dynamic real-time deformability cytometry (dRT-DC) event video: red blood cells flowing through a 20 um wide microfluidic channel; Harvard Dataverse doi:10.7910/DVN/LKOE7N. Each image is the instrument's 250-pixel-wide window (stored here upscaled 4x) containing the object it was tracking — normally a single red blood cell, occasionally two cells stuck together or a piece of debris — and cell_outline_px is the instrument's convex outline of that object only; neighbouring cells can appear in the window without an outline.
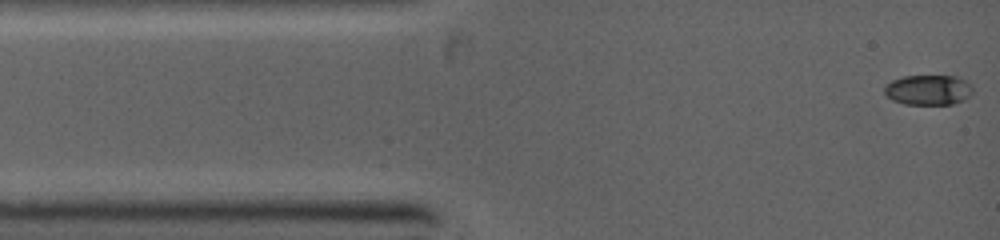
{"species": "common noctule bat (a hibernating species)", "species_latin": "Nyctalus noctula", "temperature_condition": "warm", "stored_images_in_passage": 59, "camera_frame_rate_fps": 5000, "um_per_image_px": 0.085, "animal": {"sex": "female", "body_mass_g": 19.0, "forearm_length_mm": 53.3}, "frame": {"image": 1, "passage_image": 1, "time_ms": 0.0, "image_size_px": [1000, 240], "cell_outline_px": [[972, 92], [968, 96], [952, 104], [904, 104], [892, 100], [884, 92], [884, 88], [892, 80], [904, 76], [956, 76], [968, 80], [972, 84]], "centroid_in_image_um": [78.92, 7.63], "position_along_channel_um": 6.1, "area_um2": 15.43}}
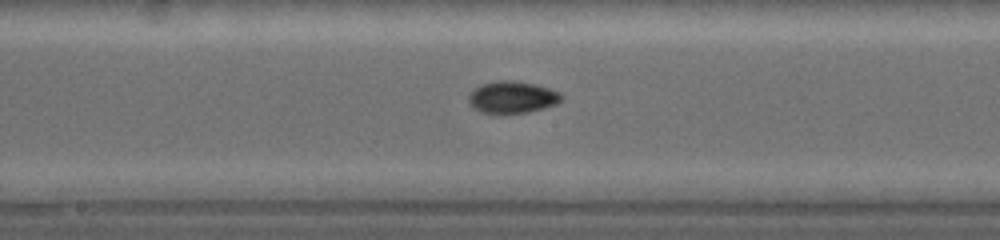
{"frame": {"image": 2, "passage_image": 25, "time_ms": 5.6, "image_size_px": [1000, 240], "cell_outline_px": [[564, 96], [556, 104], [544, 108], [528, 112], [480, 112], [472, 108], [468, 100], [468, 96], [472, 88], [480, 84], [496, 80], [512, 80], [532, 84], [548, 88], [560, 92]], "centroid_in_image_um": [43.5, 8.24], "position_along_channel_um": 204.7, "area_um2": 17.22}}
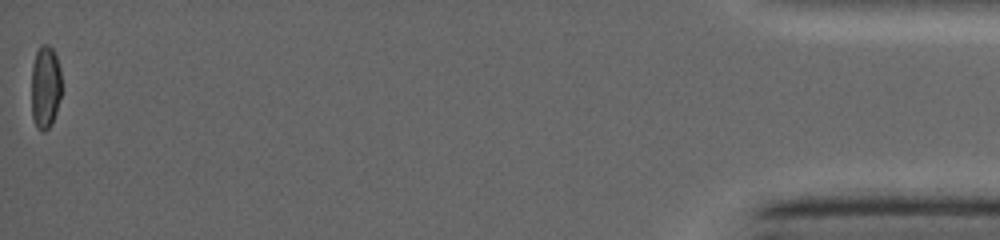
{"frame": {"image": 3, "passage_image": 59, "time_ms": 13.4, "image_size_px": [1000, 240], "cell_outline_px": [[60, 96], [56, 112], [52, 124], [44, 132], [40, 132], [36, 128], [32, 116], [32, 64], [36, 52], [40, 44], [48, 44], [52, 48], [56, 56], [60, 68]], "centroid_in_image_um": [3.84, 7.41], "position_along_channel_um": 431.4, "area_um2": 14.68}}